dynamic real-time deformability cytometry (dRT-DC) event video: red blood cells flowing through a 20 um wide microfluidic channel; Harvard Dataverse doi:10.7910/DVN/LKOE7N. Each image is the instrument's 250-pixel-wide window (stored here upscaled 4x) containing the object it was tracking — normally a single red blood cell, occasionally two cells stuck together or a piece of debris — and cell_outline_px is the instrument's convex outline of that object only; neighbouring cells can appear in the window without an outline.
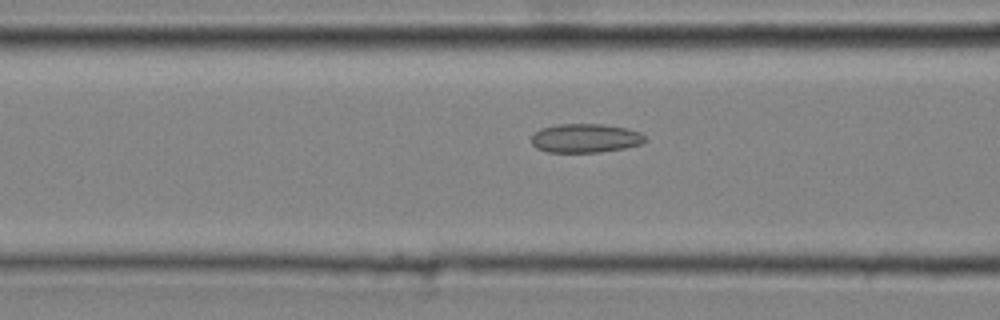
{"species": "common noctule bat (a hibernating species)", "species_latin": "Nyctalus noctula", "temperature_condition": "cold", "stored_images_in_passage": 31, "camera_frame_rate_fps": 3000, "um_per_image_px": 0.085, "animal": {"sex": "male", "body_mass_g": 20.4}, "frame": {"image": 1, "passage_image": 8, "time_ms": 2.333, "image_size_px": [1000, 320], "cell_outline_px": [[648, 140], [640, 144], [624, 148], [600, 152], [548, 152], [536, 148], [532, 144], [532, 136], [540, 128], [556, 124], [604, 124], [624, 128], [640, 132]], "centroid_in_image_um": [49.74, 11.74], "position_along_channel_um": 116.9, "area_um2": 19.13}}
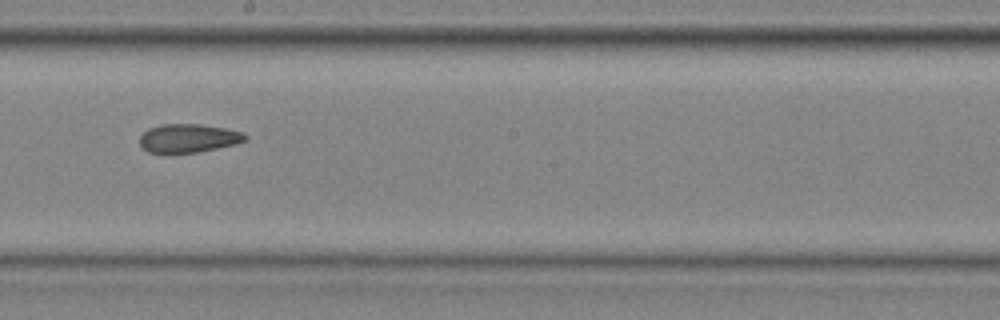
{"frame": {"image": 2, "passage_image": 16, "time_ms": 5.0, "image_size_px": [1000, 320], "cell_outline_px": [[248, 136], [244, 140], [236, 144], [196, 152], [172, 156], [148, 152], [140, 144], [140, 136], [148, 128], [160, 124], [200, 124], [228, 128], [244, 132]], "centroid_in_image_um": [15.98, 11.77], "position_along_channel_um": 232.2, "area_um2": 18.15}}
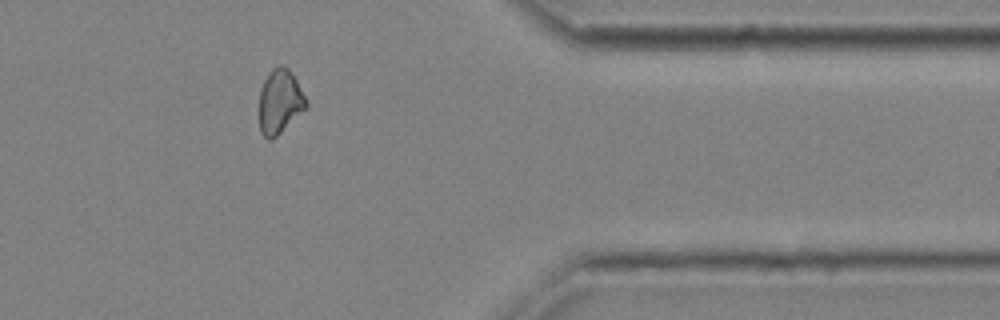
{"frame": {"image": 3, "passage_image": 28, "time_ms": 9.0, "image_size_px": [1000, 320], "cell_outline_px": [[308, 108], [272, 140], [268, 140], [260, 132], [260, 92], [264, 80], [272, 68], [280, 64], [284, 64], [288, 68], [296, 80], [308, 100]], "centroid_in_image_um": [23.82, 8.64], "position_along_channel_um": 387.6, "area_um2": 17.74}, "authors_computed_cell_mechanics": {"area_um2": 18.207, "velocity_mm_per_s": 4.3265, "shape_relaxation_time_tau1_ms": null, "shape_relaxation_time_tau2_ms": 6.0305, "deformation_change_tau1": null, "deformation_change_tau2": 0.1311}}